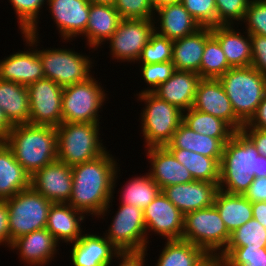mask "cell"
Listing matches in <instances>:
<instances>
[{
  "label": "cell",
  "instance_id": "6da1fadb",
  "mask_svg": "<svg viewBox=\"0 0 266 266\" xmlns=\"http://www.w3.org/2000/svg\"><path fill=\"white\" fill-rule=\"evenodd\" d=\"M117 166L107 151L86 163L72 166V193L68 204L86 215L104 217L114 198Z\"/></svg>",
  "mask_w": 266,
  "mask_h": 266
},
{
  "label": "cell",
  "instance_id": "7a4b0ae2",
  "mask_svg": "<svg viewBox=\"0 0 266 266\" xmlns=\"http://www.w3.org/2000/svg\"><path fill=\"white\" fill-rule=\"evenodd\" d=\"M255 177H266V157L259 155L256 146L242 131H236L224 146L219 189L244 195Z\"/></svg>",
  "mask_w": 266,
  "mask_h": 266
},
{
  "label": "cell",
  "instance_id": "3957f363",
  "mask_svg": "<svg viewBox=\"0 0 266 266\" xmlns=\"http://www.w3.org/2000/svg\"><path fill=\"white\" fill-rule=\"evenodd\" d=\"M3 141L30 176L57 160L56 127L17 124Z\"/></svg>",
  "mask_w": 266,
  "mask_h": 266
},
{
  "label": "cell",
  "instance_id": "277c9868",
  "mask_svg": "<svg viewBox=\"0 0 266 266\" xmlns=\"http://www.w3.org/2000/svg\"><path fill=\"white\" fill-rule=\"evenodd\" d=\"M235 115L246 124L266 94V77L252 66L231 68L220 76Z\"/></svg>",
  "mask_w": 266,
  "mask_h": 266
},
{
  "label": "cell",
  "instance_id": "5b68a950",
  "mask_svg": "<svg viewBox=\"0 0 266 266\" xmlns=\"http://www.w3.org/2000/svg\"><path fill=\"white\" fill-rule=\"evenodd\" d=\"M99 129V123L62 122L56 127L57 160L72 167L104 154Z\"/></svg>",
  "mask_w": 266,
  "mask_h": 266
},
{
  "label": "cell",
  "instance_id": "8992f818",
  "mask_svg": "<svg viewBox=\"0 0 266 266\" xmlns=\"http://www.w3.org/2000/svg\"><path fill=\"white\" fill-rule=\"evenodd\" d=\"M138 98L146 104L141 113L146 147L165 146L172 140L174 132L183 121V111L160 99L153 92H139Z\"/></svg>",
  "mask_w": 266,
  "mask_h": 266
},
{
  "label": "cell",
  "instance_id": "52a82bcc",
  "mask_svg": "<svg viewBox=\"0 0 266 266\" xmlns=\"http://www.w3.org/2000/svg\"><path fill=\"white\" fill-rule=\"evenodd\" d=\"M181 239L202 248L208 255H218V250H225L230 233L213 205L184 215Z\"/></svg>",
  "mask_w": 266,
  "mask_h": 266
},
{
  "label": "cell",
  "instance_id": "ba28073f",
  "mask_svg": "<svg viewBox=\"0 0 266 266\" xmlns=\"http://www.w3.org/2000/svg\"><path fill=\"white\" fill-rule=\"evenodd\" d=\"M9 211L10 247L17 238L46 228L51 201L32 187L5 200Z\"/></svg>",
  "mask_w": 266,
  "mask_h": 266
},
{
  "label": "cell",
  "instance_id": "9c48e42d",
  "mask_svg": "<svg viewBox=\"0 0 266 266\" xmlns=\"http://www.w3.org/2000/svg\"><path fill=\"white\" fill-rule=\"evenodd\" d=\"M100 83L91 76L86 81L63 88L62 122L100 123L99 109L106 94Z\"/></svg>",
  "mask_w": 266,
  "mask_h": 266
},
{
  "label": "cell",
  "instance_id": "30bf717a",
  "mask_svg": "<svg viewBox=\"0 0 266 266\" xmlns=\"http://www.w3.org/2000/svg\"><path fill=\"white\" fill-rule=\"evenodd\" d=\"M45 78L61 87L86 81L92 75L89 57L69 49L38 50Z\"/></svg>",
  "mask_w": 266,
  "mask_h": 266
},
{
  "label": "cell",
  "instance_id": "8fae6325",
  "mask_svg": "<svg viewBox=\"0 0 266 266\" xmlns=\"http://www.w3.org/2000/svg\"><path fill=\"white\" fill-rule=\"evenodd\" d=\"M112 221L105 237L119 251L147 250L148 235L142 209L121 204Z\"/></svg>",
  "mask_w": 266,
  "mask_h": 266
},
{
  "label": "cell",
  "instance_id": "7c38bea8",
  "mask_svg": "<svg viewBox=\"0 0 266 266\" xmlns=\"http://www.w3.org/2000/svg\"><path fill=\"white\" fill-rule=\"evenodd\" d=\"M154 19H122L115 33L107 40L111 55L117 60L136 62L155 32Z\"/></svg>",
  "mask_w": 266,
  "mask_h": 266
},
{
  "label": "cell",
  "instance_id": "4fadbf2b",
  "mask_svg": "<svg viewBox=\"0 0 266 266\" xmlns=\"http://www.w3.org/2000/svg\"><path fill=\"white\" fill-rule=\"evenodd\" d=\"M30 101L29 123L58 127L62 123L63 87L43 78L27 86Z\"/></svg>",
  "mask_w": 266,
  "mask_h": 266
},
{
  "label": "cell",
  "instance_id": "5bb4252c",
  "mask_svg": "<svg viewBox=\"0 0 266 266\" xmlns=\"http://www.w3.org/2000/svg\"><path fill=\"white\" fill-rule=\"evenodd\" d=\"M192 108L226 121L235 131H241L244 125L235 115L219 79L202 78L199 81Z\"/></svg>",
  "mask_w": 266,
  "mask_h": 266
},
{
  "label": "cell",
  "instance_id": "9a60e30c",
  "mask_svg": "<svg viewBox=\"0 0 266 266\" xmlns=\"http://www.w3.org/2000/svg\"><path fill=\"white\" fill-rule=\"evenodd\" d=\"M147 231L164 236L167 240L182 238L184 214L161 191L143 210Z\"/></svg>",
  "mask_w": 266,
  "mask_h": 266
},
{
  "label": "cell",
  "instance_id": "2e32d148",
  "mask_svg": "<svg viewBox=\"0 0 266 266\" xmlns=\"http://www.w3.org/2000/svg\"><path fill=\"white\" fill-rule=\"evenodd\" d=\"M72 183V167L58 160L31 176V187L52 203H68Z\"/></svg>",
  "mask_w": 266,
  "mask_h": 266
},
{
  "label": "cell",
  "instance_id": "e0dca14e",
  "mask_svg": "<svg viewBox=\"0 0 266 266\" xmlns=\"http://www.w3.org/2000/svg\"><path fill=\"white\" fill-rule=\"evenodd\" d=\"M219 183L197 181L167 186L161 191L185 215L214 205Z\"/></svg>",
  "mask_w": 266,
  "mask_h": 266
},
{
  "label": "cell",
  "instance_id": "ac0fdd59",
  "mask_svg": "<svg viewBox=\"0 0 266 266\" xmlns=\"http://www.w3.org/2000/svg\"><path fill=\"white\" fill-rule=\"evenodd\" d=\"M47 2L52 18L64 40L85 35L90 12L88 0H47Z\"/></svg>",
  "mask_w": 266,
  "mask_h": 266
},
{
  "label": "cell",
  "instance_id": "d6986e66",
  "mask_svg": "<svg viewBox=\"0 0 266 266\" xmlns=\"http://www.w3.org/2000/svg\"><path fill=\"white\" fill-rule=\"evenodd\" d=\"M147 153L152 166L148 174L161 190L167 186L194 181L189 170L165 146L148 147Z\"/></svg>",
  "mask_w": 266,
  "mask_h": 266
},
{
  "label": "cell",
  "instance_id": "ffe728a7",
  "mask_svg": "<svg viewBox=\"0 0 266 266\" xmlns=\"http://www.w3.org/2000/svg\"><path fill=\"white\" fill-rule=\"evenodd\" d=\"M45 78L38 50L16 52L0 60V79L24 86Z\"/></svg>",
  "mask_w": 266,
  "mask_h": 266
},
{
  "label": "cell",
  "instance_id": "44dd1931",
  "mask_svg": "<svg viewBox=\"0 0 266 266\" xmlns=\"http://www.w3.org/2000/svg\"><path fill=\"white\" fill-rule=\"evenodd\" d=\"M74 266H109L119 250L104 236L83 234L72 243Z\"/></svg>",
  "mask_w": 266,
  "mask_h": 266
},
{
  "label": "cell",
  "instance_id": "7402d4cb",
  "mask_svg": "<svg viewBox=\"0 0 266 266\" xmlns=\"http://www.w3.org/2000/svg\"><path fill=\"white\" fill-rule=\"evenodd\" d=\"M201 79L195 72L175 70L171 77L160 84L153 93L182 111L189 110L193 106Z\"/></svg>",
  "mask_w": 266,
  "mask_h": 266
},
{
  "label": "cell",
  "instance_id": "603a6c76",
  "mask_svg": "<svg viewBox=\"0 0 266 266\" xmlns=\"http://www.w3.org/2000/svg\"><path fill=\"white\" fill-rule=\"evenodd\" d=\"M57 245L54 236L43 228L17 238L10 248L19 250V256L28 265L44 266L54 257Z\"/></svg>",
  "mask_w": 266,
  "mask_h": 266
},
{
  "label": "cell",
  "instance_id": "cb8c5ba5",
  "mask_svg": "<svg viewBox=\"0 0 266 266\" xmlns=\"http://www.w3.org/2000/svg\"><path fill=\"white\" fill-rule=\"evenodd\" d=\"M211 35V27H201L190 35L174 40L171 61L175 70L199 74L205 43Z\"/></svg>",
  "mask_w": 266,
  "mask_h": 266
},
{
  "label": "cell",
  "instance_id": "d4e9b609",
  "mask_svg": "<svg viewBox=\"0 0 266 266\" xmlns=\"http://www.w3.org/2000/svg\"><path fill=\"white\" fill-rule=\"evenodd\" d=\"M231 138H213L193 131L183 121L174 132L172 140L165 145L166 148H179L193 151L203 156L214 158L219 164L225 144Z\"/></svg>",
  "mask_w": 266,
  "mask_h": 266
},
{
  "label": "cell",
  "instance_id": "484cf974",
  "mask_svg": "<svg viewBox=\"0 0 266 266\" xmlns=\"http://www.w3.org/2000/svg\"><path fill=\"white\" fill-rule=\"evenodd\" d=\"M79 215V216H78ZM85 214L68 203H53L50 207L46 229L55 240L66 243L76 242L82 236L81 221Z\"/></svg>",
  "mask_w": 266,
  "mask_h": 266
},
{
  "label": "cell",
  "instance_id": "4316f807",
  "mask_svg": "<svg viewBox=\"0 0 266 266\" xmlns=\"http://www.w3.org/2000/svg\"><path fill=\"white\" fill-rule=\"evenodd\" d=\"M233 25H217L211 27L212 35L219 41L232 68L248 67L252 62L251 38L236 32Z\"/></svg>",
  "mask_w": 266,
  "mask_h": 266
},
{
  "label": "cell",
  "instance_id": "83f0119b",
  "mask_svg": "<svg viewBox=\"0 0 266 266\" xmlns=\"http://www.w3.org/2000/svg\"><path fill=\"white\" fill-rule=\"evenodd\" d=\"M155 10L159 16L157 21H160V28L155 26V32L169 40L180 39L201 28L181 2L164 5Z\"/></svg>",
  "mask_w": 266,
  "mask_h": 266
},
{
  "label": "cell",
  "instance_id": "f1b7e54d",
  "mask_svg": "<svg viewBox=\"0 0 266 266\" xmlns=\"http://www.w3.org/2000/svg\"><path fill=\"white\" fill-rule=\"evenodd\" d=\"M31 187V176L15 159L12 150L0 141V200Z\"/></svg>",
  "mask_w": 266,
  "mask_h": 266
},
{
  "label": "cell",
  "instance_id": "f546056e",
  "mask_svg": "<svg viewBox=\"0 0 266 266\" xmlns=\"http://www.w3.org/2000/svg\"><path fill=\"white\" fill-rule=\"evenodd\" d=\"M122 20L114 5L90 4L85 35L89 46L96 48L107 41Z\"/></svg>",
  "mask_w": 266,
  "mask_h": 266
},
{
  "label": "cell",
  "instance_id": "4dcf8cb0",
  "mask_svg": "<svg viewBox=\"0 0 266 266\" xmlns=\"http://www.w3.org/2000/svg\"><path fill=\"white\" fill-rule=\"evenodd\" d=\"M214 206L230 234L253 218L252 203L244 195L230 194L219 189Z\"/></svg>",
  "mask_w": 266,
  "mask_h": 266
},
{
  "label": "cell",
  "instance_id": "1f68e13d",
  "mask_svg": "<svg viewBox=\"0 0 266 266\" xmlns=\"http://www.w3.org/2000/svg\"><path fill=\"white\" fill-rule=\"evenodd\" d=\"M0 107L13 125L29 123L30 101L27 86L0 79Z\"/></svg>",
  "mask_w": 266,
  "mask_h": 266
},
{
  "label": "cell",
  "instance_id": "d6a6232c",
  "mask_svg": "<svg viewBox=\"0 0 266 266\" xmlns=\"http://www.w3.org/2000/svg\"><path fill=\"white\" fill-rule=\"evenodd\" d=\"M178 162L189 170L194 180L219 183L220 164L202 154L179 148H167Z\"/></svg>",
  "mask_w": 266,
  "mask_h": 266
},
{
  "label": "cell",
  "instance_id": "836d02e7",
  "mask_svg": "<svg viewBox=\"0 0 266 266\" xmlns=\"http://www.w3.org/2000/svg\"><path fill=\"white\" fill-rule=\"evenodd\" d=\"M156 266H197L208 254L183 239L167 240Z\"/></svg>",
  "mask_w": 266,
  "mask_h": 266
},
{
  "label": "cell",
  "instance_id": "e575fe53",
  "mask_svg": "<svg viewBox=\"0 0 266 266\" xmlns=\"http://www.w3.org/2000/svg\"><path fill=\"white\" fill-rule=\"evenodd\" d=\"M183 122L193 131L213 138H231L236 132L226 121L192 107L183 111Z\"/></svg>",
  "mask_w": 266,
  "mask_h": 266
},
{
  "label": "cell",
  "instance_id": "d590c367",
  "mask_svg": "<svg viewBox=\"0 0 266 266\" xmlns=\"http://www.w3.org/2000/svg\"><path fill=\"white\" fill-rule=\"evenodd\" d=\"M160 192L161 188L149 174L138 176L126 183L120 204L134 205L144 210Z\"/></svg>",
  "mask_w": 266,
  "mask_h": 266
},
{
  "label": "cell",
  "instance_id": "8d00e7d4",
  "mask_svg": "<svg viewBox=\"0 0 266 266\" xmlns=\"http://www.w3.org/2000/svg\"><path fill=\"white\" fill-rule=\"evenodd\" d=\"M45 1L47 2V0H10L19 20L24 41L26 40L28 46H35L38 43L37 20Z\"/></svg>",
  "mask_w": 266,
  "mask_h": 266
},
{
  "label": "cell",
  "instance_id": "74e56055",
  "mask_svg": "<svg viewBox=\"0 0 266 266\" xmlns=\"http://www.w3.org/2000/svg\"><path fill=\"white\" fill-rule=\"evenodd\" d=\"M231 68L219 41L211 35L205 43L199 76L201 78L218 79Z\"/></svg>",
  "mask_w": 266,
  "mask_h": 266
},
{
  "label": "cell",
  "instance_id": "f35d334b",
  "mask_svg": "<svg viewBox=\"0 0 266 266\" xmlns=\"http://www.w3.org/2000/svg\"><path fill=\"white\" fill-rule=\"evenodd\" d=\"M218 252L224 266H266V248L263 247H226Z\"/></svg>",
  "mask_w": 266,
  "mask_h": 266
},
{
  "label": "cell",
  "instance_id": "ab89813d",
  "mask_svg": "<svg viewBox=\"0 0 266 266\" xmlns=\"http://www.w3.org/2000/svg\"><path fill=\"white\" fill-rule=\"evenodd\" d=\"M226 247L266 248V228L252 218L230 234Z\"/></svg>",
  "mask_w": 266,
  "mask_h": 266
},
{
  "label": "cell",
  "instance_id": "60d3db41",
  "mask_svg": "<svg viewBox=\"0 0 266 266\" xmlns=\"http://www.w3.org/2000/svg\"><path fill=\"white\" fill-rule=\"evenodd\" d=\"M173 40L154 32L143 48L139 62L142 64L164 63L172 60Z\"/></svg>",
  "mask_w": 266,
  "mask_h": 266
},
{
  "label": "cell",
  "instance_id": "b9f144b4",
  "mask_svg": "<svg viewBox=\"0 0 266 266\" xmlns=\"http://www.w3.org/2000/svg\"><path fill=\"white\" fill-rule=\"evenodd\" d=\"M181 3L201 27L217 26L215 0H181Z\"/></svg>",
  "mask_w": 266,
  "mask_h": 266
},
{
  "label": "cell",
  "instance_id": "7bdbcfd3",
  "mask_svg": "<svg viewBox=\"0 0 266 266\" xmlns=\"http://www.w3.org/2000/svg\"><path fill=\"white\" fill-rule=\"evenodd\" d=\"M217 25H233L232 20L244 21L250 0H215Z\"/></svg>",
  "mask_w": 266,
  "mask_h": 266
},
{
  "label": "cell",
  "instance_id": "ee69618b",
  "mask_svg": "<svg viewBox=\"0 0 266 266\" xmlns=\"http://www.w3.org/2000/svg\"><path fill=\"white\" fill-rule=\"evenodd\" d=\"M115 8L122 19H153L155 13L151 0H116Z\"/></svg>",
  "mask_w": 266,
  "mask_h": 266
},
{
  "label": "cell",
  "instance_id": "f6af8a7d",
  "mask_svg": "<svg viewBox=\"0 0 266 266\" xmlns=\"http://www.w3.org/2000/svg\"><path fill=\"white\" fill-rule=\"evenodd\" d=\"M244 22L250 35L266 37V0H250Z\"/></svg>",
  "mask_w": 266,
  "mask_h": 266
},
{
  "label": "cell",
  "instance_id": "bcb514c9",
  "mask_svg": "<svg viewBox=\"0 0 266 266\" xmlns=\"http://www.w3.org/2000/svg\"><path fill=\"white\" fill-rule=\"evenodd\" d=\"M141 75L144 77V81L148 83L151 87L144 92H153L160 84L165 83L175 71L174 64L172 61L164 63H154V64H142Z\"/></svg>",
  "mask_w": 266,
  "mask_h": 266
},
{
  "label": "cell",
  "instance_id": "7dc6e473",
  "mask_svg": "<svg viewBox=\"0 0 266 266\" xmlns=\"http://www.w3.org/2000/svg\"><path fill=\"white\" fill-rule=\"evenodd\" d=\"M252 62L251 66L266 77V37L250 35Z\"/></svg>",
  "mask_w": 266,
  "mask_h": 266
},
{
  "label": "cell",
  "instance_id": "c3c4849f",
  "mask_svg": "<svg viewBox=\"0 0 266 266\" xmlns=\"http://www.w3.org/2000/svg\"><path fill=\"white\" fill-rule=\"evenodd\" d=\"M244 196L251 203L266 201V177H255Z\"/></svg>",
  "mask_w": 266,
  "mask_h": 266
},
{
  "label": "cell",
  "instance_id": "681fc988",
  "mask_svg": "<svg viewBox=\"0 0 266 266\" xmlns=\"http://www.w3.org/2000/svg\"><path fill=\"white\" fill-rule=\"evenodd\" d=\"M147 250L119 251L114 257L120 260L119 266H144Z\"/></svg>",
  "mask_w": 266,
  "mask_h": 266
},
{
  "label": "cell",
  "instance_id": "f907efd6",
  "mask_svg": "<svg viewBox=\"0 0 266 266\" xmlns=\"http://www.w3.org/2000/svg\"><path fill=\"white\" fill-rule=\"evenodd\" d=\"M2 243L10 248L9 211L5 200H0V244Z\"/></svg>",
  "mask_w": 266,
  "mask_h": 266
},
{
  "label": "cell",
  "instance_id": "816d5d0a",
  "mask_svg": "<svg viewBox=\"0 0 266 266\" xmlns=\"http://www.w3.org/2000/svg\"><path fill=\"white\" fill-rule=\"evenodd\" d=\"M241 131L253 142L259 155L266 157V130L242 128Z\"/></svg>",
  "mask_w": 266,
  "mask_h": 266
},
{
  "label": "cell",
  "instance_id": "f5cc1de1",
  "mask_svg": "<svg viewBox=\"0 0 266 266\" xmlns=\"http://www.w3.org/2000/svg\"><path fill=\"white\" fill-rule=\"evenodd\" d=\"M242 128H256L266 130V94L258 105L255 114Z\"/></svg>",
  "mask_w": 266,
  "mask_h": 266
},
{
  "label": "cell",
  "instance_id": "db71d44e",
  "mask_svg": "<svg viewBox=\"0 0 266 266\" xmlns=\"http://www.w3.org/2000/svg\"><path fill=\"white\" fill-rule=\"evenodd\" d=\"M253 219L266 228V201L252 202Z\"/></svg>",
  "mask_w": 266,
  "mask_h": 266
},
{
  "label": "cell",
  "instance_id": "11a10c76",
  "mask_svg": "<svg viewBox=\"0 0 266 266\" xmlns=\"http://www.w3.org/2000/svg\"><path fill=\"white\" fill-rule=\"evenodd\" d=\"M14 125L9 121L7 116L4 113V110L0 107V141H3Z\"/></svg>",
  "mask_w": 266,
  "mask_h": 266
},
{
  "label": "cell",
  "instance_id": "9f6ffc18",
  "mask_svg": "<svg viewBox=\"0 0 266 266\" xmlns=\"http://www.w3.org/2000/svg\"><path fill=\"white\" fill-rule=\"evenodd\" d=\"M197 266H224V261L219 255H208Z\"/></svg>",
  "mask_w": 266,
  "mask_h": 266
},
{
  "label": "cell",
  "instance_id": "6f0895ef",
  "mask_svg": "<svg viewBox=\"0 0 266 266\" xmlns=\"http://www.w3.org/2000/svg\"><path fill=\"white\" fill-rule=\"evenodd\" d=\"M154 6V9H157L161 6L173 4V3H180L181 0H151Z\"/></svg>",
  "mask_w": 266,
  "mask_h": 266
},
{
  "label": "cell",
  "instance_id": "680465c9",
  "mask_svg": "<svg viewBox=\"0 0 266 266\" xmlns=\"http://www.w3.org/2000/svg\"><path fill=\"white\" fill-rule=\"evenodd\" d=\"M90 4L115 5L116 0H88Z\"/></svg>",
  "mask_w": 266,
  "mask_h": 266
}]
</instances>
